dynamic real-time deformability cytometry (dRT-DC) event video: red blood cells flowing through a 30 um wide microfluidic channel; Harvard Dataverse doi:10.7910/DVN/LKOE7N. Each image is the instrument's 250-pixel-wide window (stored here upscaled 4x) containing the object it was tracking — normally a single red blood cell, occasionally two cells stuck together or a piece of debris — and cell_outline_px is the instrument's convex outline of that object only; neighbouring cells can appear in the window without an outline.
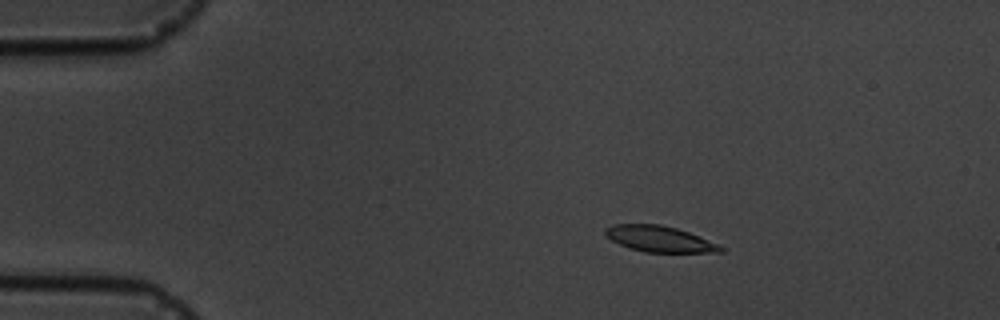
{"species": "common noctule bat (a hibernating species)", "species_latin": "Nyctalus noctula", "temperature_condition": "cold", "stored_images_in_passage": 5, "camera_frame_rate_fps": 3000, "um_per_image_px": 0.085, "animal": {"sex": "male", "body_mass_g": 19.5, "forearm_length_mm": 54.6}, "frame": {"image": 1, "passage_image": 3, "time_ms": 2.333, "image_size_px": [1000, 320], "cell_outline_px": [[728, 248], [724, 252], [644, 252], [628, 248], [604, 236], [604, 228], [612, 224], [660, 224], [676, 228], [688, 232], [720, 244]], "centroid_in_image_um": [56.07, 20.31], "position_along_channel_um": 28.9, "area_um2": 17.69}}